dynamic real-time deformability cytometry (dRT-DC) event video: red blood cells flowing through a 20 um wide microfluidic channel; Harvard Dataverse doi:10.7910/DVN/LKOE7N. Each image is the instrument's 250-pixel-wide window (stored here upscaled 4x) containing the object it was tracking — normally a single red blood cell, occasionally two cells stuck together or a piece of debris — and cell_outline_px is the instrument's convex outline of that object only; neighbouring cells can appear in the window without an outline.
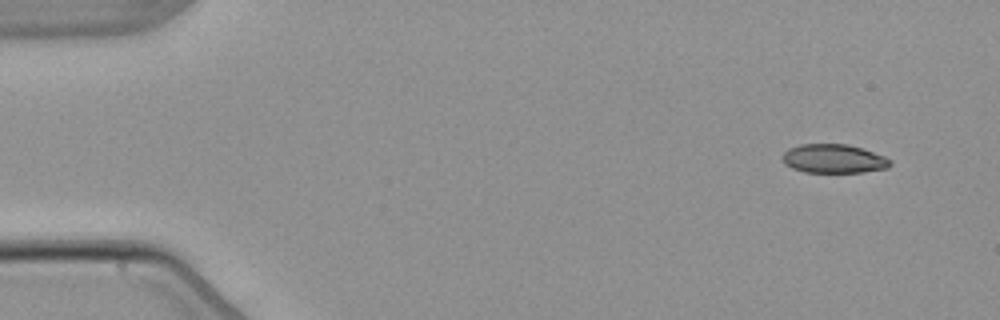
{"species": "common noctule bat (a hibernating species)", "species_latin": "Nyctalus noctula", "temperature_condition": "warm", "stored_images_in_passage": 4, "camera_frame_rate_fps": 3000, "um_per_image_px": 0.085, "animal": {"sex": "male", "body_mass_g": 21.5, "forearm_length_mm": 52.0}, "frame": {"image": 1, "passage_image": 1, "time_ms": 0.0, "image_size_px": [1000, 320], "cell_outline_px": [[892, 164], [888, 168], [864, 172], [804, 172], [792, 168], [784, 164], [784, 152], [788, 148], [800, 144], [848, 144], [884, 156], [892, 160]], "centroid_in_image_um": [70.88, 13.49], "position_along_channel_um": 14.1, "area_um2": 18.09}}
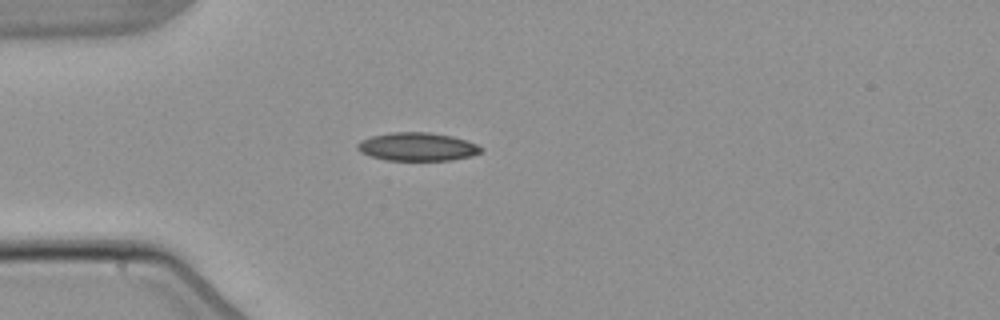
{"frame": {"image": 2, "passage_image": 4, "time_ms": 3.667, "image_size_px": [1000, 320], "cell_outline_px": [[484, 148], [480, 152], [472, 156], [452, 160], [384, 160], [360, 152], [356, 148], [356, 144], [360, 140], [372, 136], [392, 132], [428, 132], [452, 136], [476, 144]], "centroid_in_image_um": [35.45, 12.47], "position_along_channel_um": 49.5, "area_um2": 20.35}}